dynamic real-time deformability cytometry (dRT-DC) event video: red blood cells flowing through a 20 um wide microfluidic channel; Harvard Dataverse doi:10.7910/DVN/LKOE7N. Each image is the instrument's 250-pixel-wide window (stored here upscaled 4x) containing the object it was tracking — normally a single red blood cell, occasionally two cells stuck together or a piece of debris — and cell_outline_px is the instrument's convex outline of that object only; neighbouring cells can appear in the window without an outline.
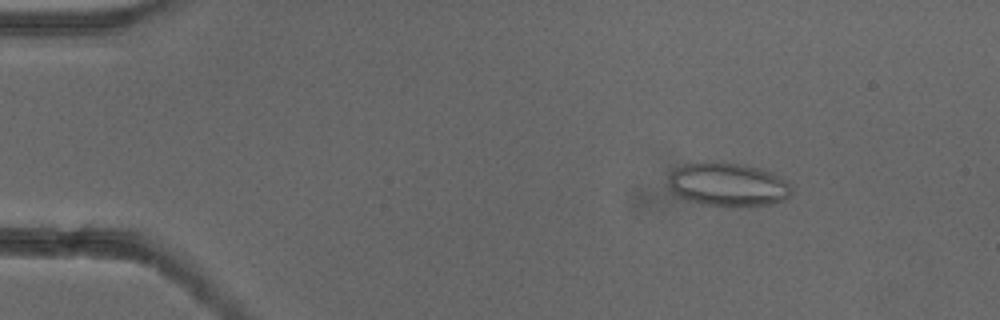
{"species": "common noctule bat (a hibernating species)", "species_latin": "Nyctalus noctula", "temperature_condition": "cold", "stored_images_in_passage": 53, "camera_frame_rate_fps": 3000, "um_per_image_px": 0.085, "animal": {"sex": "female"}, "frame": {"image": 1, "passage_image": 8, "time_ms": 2.333, "image_size_px": [1000, 320], "cell_outline_px": [[792, 192], [784, 200], [772, 204], [732, 208], [700, 204], [688, 200], [680, 196], [668, 184], [668, 176], [676, 168], [684, 164], [704, 160], [712, 160], [744, 164], [760, 168], [772, 172], [788, 180], [792, 188]], "centroid_in_image_um": [61.91, 15.68], "position_along_channel_um": 23.1, "area_um2": 32.19}}
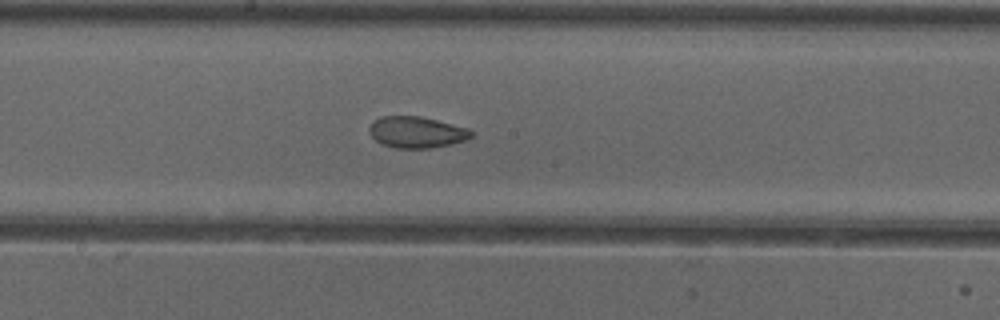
{"frame": {"image": 2, "passage_image": 29, "time_ms": 9.333, "image_size_px": [1000, 320], "cell_outline_px": [[476, 132], [472, 136], [464, 140], [452, 144], [432, 148], [396, 148], [384, 144], [376, 140], [372, 136], [368, 128], [372, 120], [380, 116], [420, 116], [468, 128]], "centroid_in_image_um": [35.41, 11.23], "position_along_channel_um": 212.8, "area_um2": 18.67}}
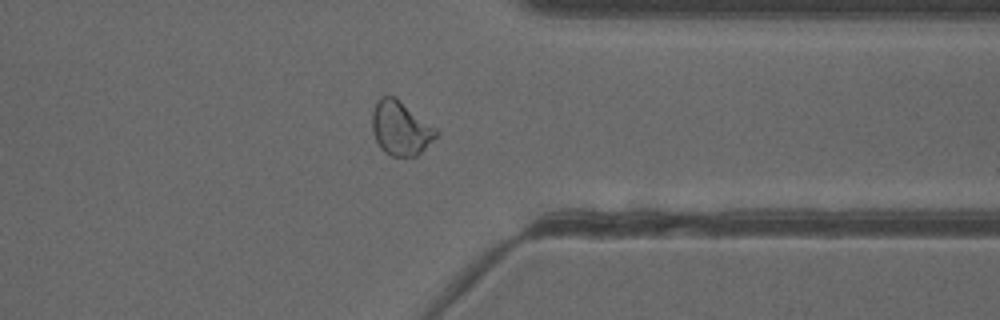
{"frame": {"image": 3, "passage_image": 42, "time_ms": 13.667, "image_size_px": [1000, 320], "cell_outline_px": [[440, 132], [416, 156], [392, 156], [384, 152], [380, 148], [372, 132], [372, 112], [376, 100], [380, 96], [396, 96], [436, 128]], "centroid_in_image_um": [34.02, 10.87], "position_along_channel_um": 377.4, "area_um2": 20.23}, "authors_computed_cell_mechanics": {"area_um2": 21.386, "velocity_mm_per_s": 3.9043, "shape_relaxation_time_tau1_ms": null, "shape_relaxation_time_tau2_ms": 1.6577, "deformation_change_tau1": null, "deformation_change_tau2": 0.0698}}